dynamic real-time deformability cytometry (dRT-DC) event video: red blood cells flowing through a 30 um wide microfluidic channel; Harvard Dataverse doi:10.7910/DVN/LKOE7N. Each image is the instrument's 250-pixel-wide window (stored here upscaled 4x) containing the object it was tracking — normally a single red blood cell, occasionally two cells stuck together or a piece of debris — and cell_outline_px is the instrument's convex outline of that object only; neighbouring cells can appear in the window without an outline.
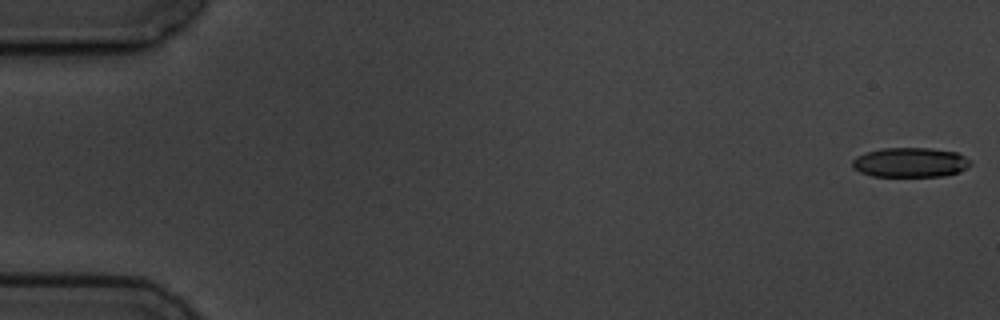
{"species": "common noctule bat (a hibernating species)", "species_latin": "Nyctalus noctula", "temperature_condition": "cold", "stored_images_in_passage": 7, "camera_frame_rate_fps": 3000, "um_per_image_px": 0.085, "animal": {"sex": "male", "body_mass_g": 19.5, "forearm_length_mm": 54.6}, "frame": {"image": 1, "passage_image": 1, "time_ms": 0.0, "image_size_px": [1000, 320], "cell_outline_px": [[972, 164], [960, 172], [944, 176], [872, 176], [860, 172], [852, 168], [852, 160], [856, 156], [880, 148], [928, 148], [956, 152], [972, 160]], "centroid_in_image_um": [77.38, 13.81], "position_along_channel_um": 7.6, "area_um2": 20.52}}
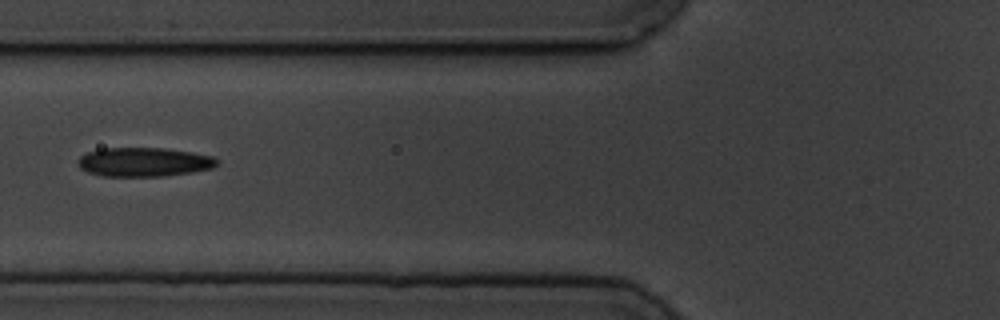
{"frame": {"image": 2, "passage_image": 7, "time_ms": 7.0, "image_size_px": [1000, 320], "cell_outline_px": [[216, 164], [212, 168], [192, 172], [164, 176], [100, 176], [88, 172], [80, 168], [80, 156], [88, 152], [104, 148], [160, 148], [192, 152], [212, 156], [216, 160]], "centroid_in_image_um": [12.23, 13.78], "position_along_channel_um": 113.6, "area_um2": 23.24}}